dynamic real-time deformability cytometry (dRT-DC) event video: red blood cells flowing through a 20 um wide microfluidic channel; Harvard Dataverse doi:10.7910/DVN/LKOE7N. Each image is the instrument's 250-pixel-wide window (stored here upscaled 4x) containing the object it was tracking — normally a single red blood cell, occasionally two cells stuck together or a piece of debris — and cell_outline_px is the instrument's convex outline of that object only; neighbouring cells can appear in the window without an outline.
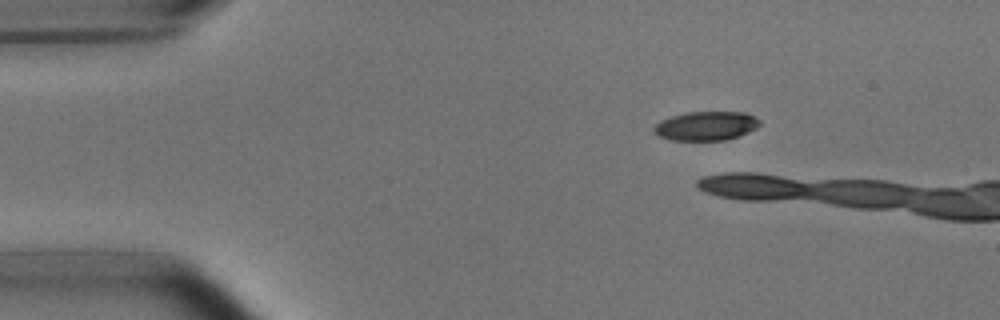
{"species": "common noctule bat (a hibernating species)", "species_latin": "Nyctalus noctula", "temperature_condition": "room temperature", "stored_images_in_passage": 6, "camera_frame_rate_fps": 3000, "um_per_image_px": 0.085, "animal": {"sex": "male", "body_mass_g": 15.6}, "frame": {"image": 1, "passage_image": 1, "time_ms": 0.0, "image_size_px": [1000, 320], "cell_outline_px": [[760, 124], [756, 128], [748, 132], [724, 140], [668, 140], [660, 136], [652, 128], [660, 120], [672, 116], [688, 112], [744, 112], [760, 120]], "centroid_in_image_um": [60.0, 10.7], "position_along_channel_um": 25.0, "area_um2": 17.69}}